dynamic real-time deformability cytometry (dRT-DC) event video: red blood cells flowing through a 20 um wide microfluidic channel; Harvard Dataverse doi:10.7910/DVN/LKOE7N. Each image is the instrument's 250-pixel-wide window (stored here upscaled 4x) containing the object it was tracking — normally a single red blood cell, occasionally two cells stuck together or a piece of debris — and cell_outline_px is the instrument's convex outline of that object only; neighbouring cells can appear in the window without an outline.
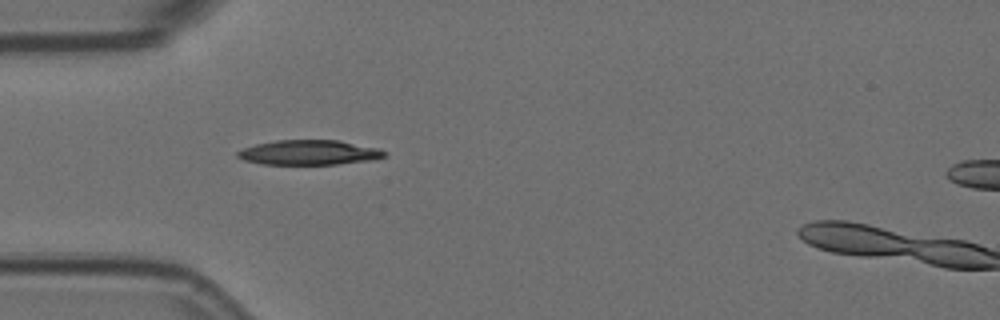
{"species": "Egyptian fruit bat (a non-hibernating species)", "species_latin": "Rousettus aegyptiacus", "temperature_condition": "room temperature", "stored_images_in_passage": 5, "camera_frame_rate_fps": 3000, "um_per_image_px": 0.085, "animal": {"sex": "female"}, "frame": {"image": 1, "passage_image": 1, "time_ms": 0.0, "image_size_px": [1000, 320], "cell_outline_px": [[388, 152], [384, 156], [372, 160], [336, 164], [260, 164], [244, 160], [236, 156], [236, 152], [244, 148], [256, 144], [276, 140], [340, 140], [380, 148]], "centroid_in_image_um": [26.29, 12.96], "position_along_channel_um": 58.7, "area_um2": 21.33}}